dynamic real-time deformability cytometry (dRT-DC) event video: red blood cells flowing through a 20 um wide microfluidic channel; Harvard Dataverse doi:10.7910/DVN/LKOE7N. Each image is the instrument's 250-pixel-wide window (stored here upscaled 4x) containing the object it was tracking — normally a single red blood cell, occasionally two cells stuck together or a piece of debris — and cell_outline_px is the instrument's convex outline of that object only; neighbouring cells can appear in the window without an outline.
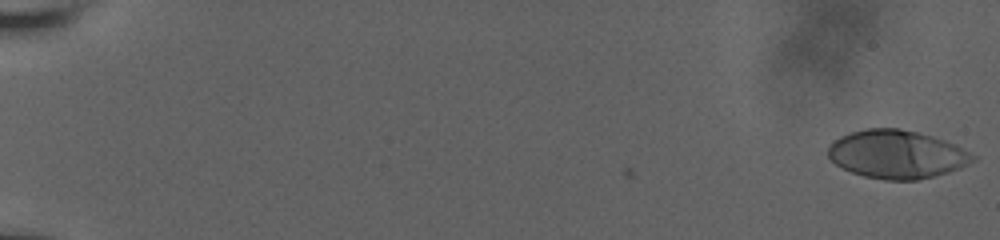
{"species": "human", "species_latin": "Homo sapiens", "temperature_condition": "room temperature", "stored_images_in_passage": 10, "camera_frame_rate_fps": 3000, "um_per_image_px": 0.085, "donor": {"sex": "male"}, "frame": {"image": 1, "passage_image": 1, "time_ms": 0.0, "image_size_px": [1000, 240], "cell_outline_px": [[976, 156], [968, 164], [960, 168], [948, 172], [916, 180], [884, 180], [864, 176], [852, 172], [836, 164], [828, 156], [828, 148], [840, 136], [852, 132], [868, 128], [900, 128], [932, 136], [944, 140]], "centroid_in_image_um": [76.21, 13.12], "position_along_channel_um": 8.8, "area_um2": 40.11}}
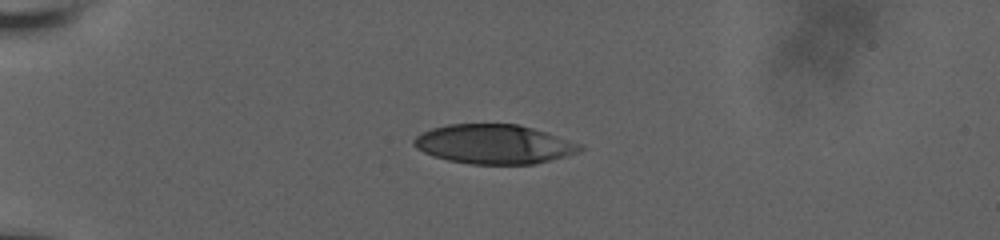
{"frame": {"image": 2, "passage_image": 7, "time_ms": 2.0, "image_size_px": [1000, 240], "cell_outline_px": [[584, 148], [580, 152], [532, 164], [468, 164], [448, 160], [432, 156], [416, 148], [412, 144], [412, 140], [416, 136], [432, 128], [448, 124], [516, 124], [532, 128], [580, 144]], "centroid_in_image_um": [41.93, 12.26], "position_along_channel_um": 43.1, "area_um2": 37.74}}
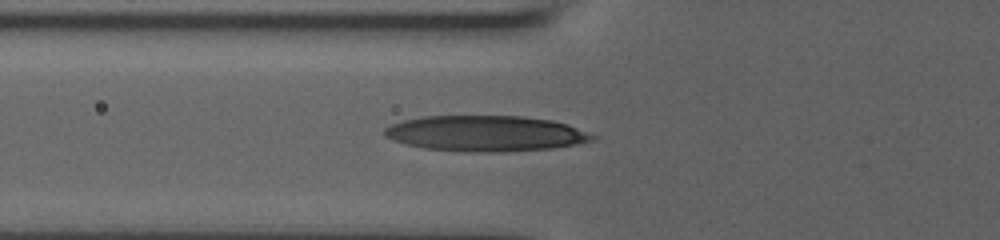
{"frame": {"image": 3, "passage_image": 10, "time_ms": 3.0, "image_size_px": [1000, 240], "cell_outline_px": [[596, 136], [592, 140], [576, 144], [552, 148], [504, 152], [468, 152], [424, 148], [392, 140], [384, 136], [384, 128], [392, 124], [404, 120], [424, 116], [520, 116], [552, 120], [568, 124]], "centroid_in_image_um": [41.26, 11.34], "position_along_channel_um": 84.5, "area_um2": 43.18}}